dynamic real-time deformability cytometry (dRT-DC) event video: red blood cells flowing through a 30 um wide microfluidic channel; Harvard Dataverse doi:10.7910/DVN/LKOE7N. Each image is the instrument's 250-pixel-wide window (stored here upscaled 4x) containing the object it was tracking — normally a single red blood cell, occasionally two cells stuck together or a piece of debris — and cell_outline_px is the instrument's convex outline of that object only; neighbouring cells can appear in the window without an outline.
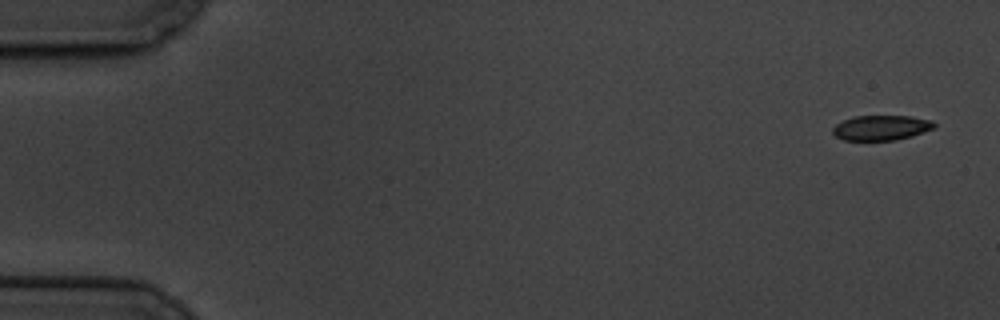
{"species": "common noctule bat (a hibernating species)", "species_latin": "Nyctalus noctula", "temperature_condition": "cold", "stored_images_in_passage": 7, "camera_frame_rate_fps": 3000, "um_per_image_px": 0.085, "animal": {"sex": "male", "body_mass_g": 19.5, "forearm_length_mm": 54.6}, "frame": {"image": 1, "passage_image": 1, "time_ms": 0.0, "image_size_px": [1000, 320], "cell_outline_px": [[936, 128], [912, 136], [896, 140], [844, 140], [836, 136], [832, 132], [832, 128], [836, 124], [852, 116], [912, 116], [932, 120], [936, 124]], "centroid_in_image_um": [74.93, 10.85], "position_along_channel_um": 10.1, "area_um2": 14.91}}
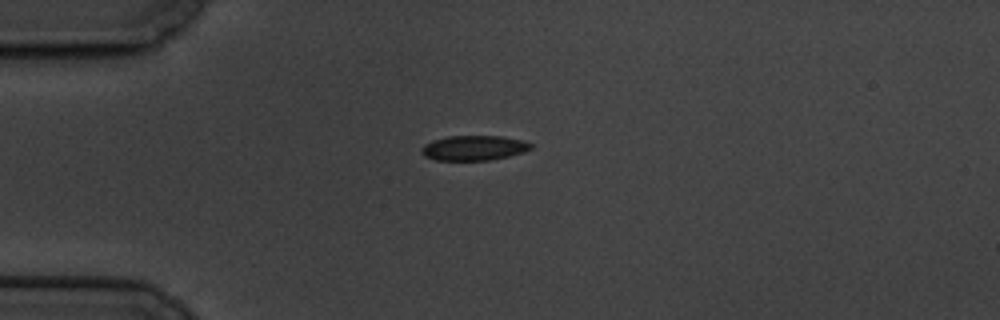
{"frame": {"image": 2, "passage_image": 5, "time_ms": 4.333, "image_size_px": [1000, 320], "cell_outline_px": [[532, 148], [524, 152], [508, 156], [488, 160], [436, 160], [424, 156], [420, 152], [420, 148], [424, 144], [432, 140], [448, 136], [504, 136], [524, 140], [532, 144]], "centroid_in_image_um": [40.26, 12.56], "position_along_channel_um": 44.7, "area_um2": 16.01}}
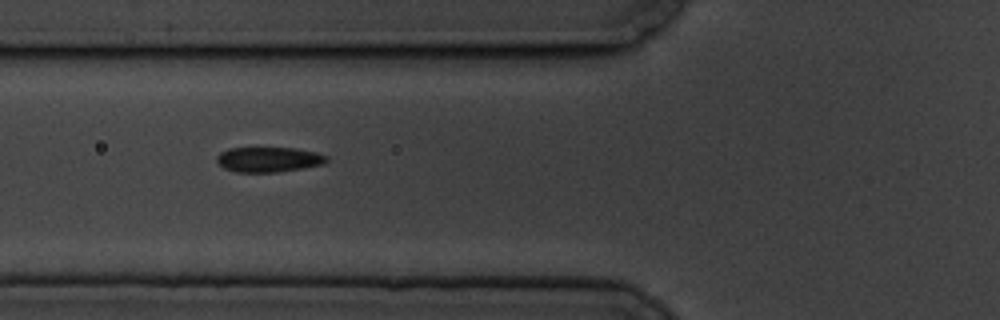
{"frame": {"image": 3, "passage_image": 7, "time_ms": 6.667, "image_size_px": [1000, 320], "cell_outline_px": [[328, 160], [324, 164], [304, 168], [276, 172], [236, 172], [224, 168], [216, 160], [216, 156], [220, 152], [228, 148], [296, 148], [316, 152], [328, 156]], "centroid_in_image_um": [22.84, 13.55], "position_along_channel_um": 103.0, "area_um2": 16.13}}